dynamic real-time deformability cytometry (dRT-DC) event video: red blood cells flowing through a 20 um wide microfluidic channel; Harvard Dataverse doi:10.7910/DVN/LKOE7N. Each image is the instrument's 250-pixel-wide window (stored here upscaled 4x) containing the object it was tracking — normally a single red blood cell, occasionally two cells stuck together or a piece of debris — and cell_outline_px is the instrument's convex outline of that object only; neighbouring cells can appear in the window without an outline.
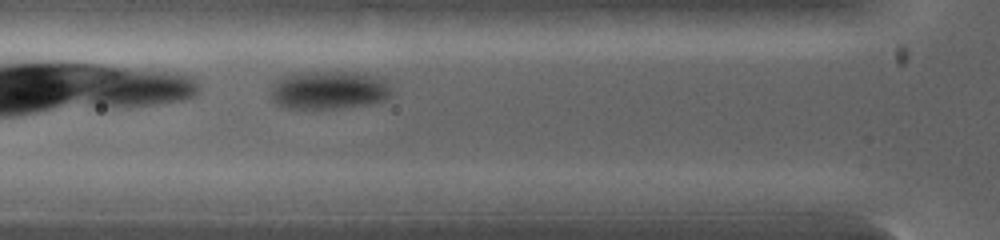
{"species": "common noctule bat (a hibernating species)", "species_latin": "Nyctalus noctula", "temperature_condition": "warm", "stored_images_in_passage": 2, "camera_frame_rate_fps": 5000, "um_per_image_px": 0.085, "animal": {"sex": "female", "body_mass_g": 19.0, "forearm_length_mm": 53.3}, "frame": {"image": 1, "passage_image": 2, "time_ms": 0.6, "image_size_px": [1000, 240], "cell_outline_px": [[388, 96], [384, 100], [368, 104], [340, 108], [284, 108], [276, 104], [272, 100], [272, 84], [280, 76], [296, 72], [356, 72], [372, 76], [384, 80], [388, 88]], "centroid_in_image_um": [27.85, 7.65], "position_along_channel_um": 97.9, "area_um2": 26.7}}